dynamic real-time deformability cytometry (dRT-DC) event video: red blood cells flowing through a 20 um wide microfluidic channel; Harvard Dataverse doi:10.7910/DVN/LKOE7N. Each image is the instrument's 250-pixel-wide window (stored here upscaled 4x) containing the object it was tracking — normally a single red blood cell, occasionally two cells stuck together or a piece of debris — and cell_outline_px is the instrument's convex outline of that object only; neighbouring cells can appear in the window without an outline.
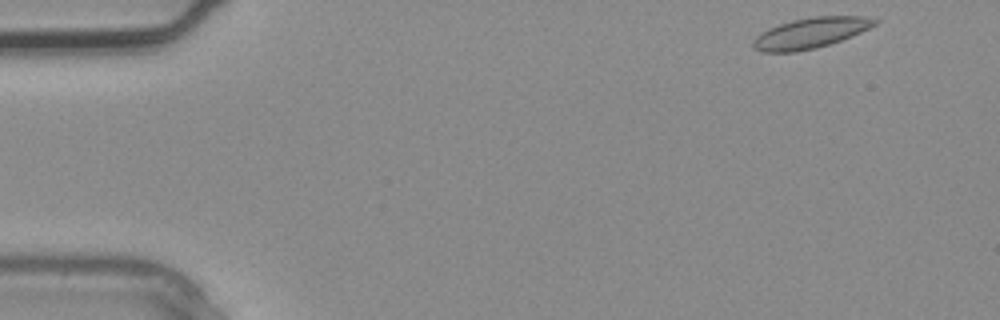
{"species": "common noctule bat (a hibernating species)", "species_latin": "Nyctalus noctula", "temperature_condition": "warm", "stored_images_in_passage": 2, "segment_of_instrument_passage": [2, 2], "camera_frame_rate_fps": 3000, "um_per_image_px": 0.085, "animal": {"sex": "male", "body_mass_g": 20.4}, "frame": {"image": 1, "passage_image": 2, "time_ms": 0.333, "image_size_px": [1000, 320], "cell_outline_px": [[880, 20], [876, 24], [852, 36], [816, 48], [796, 52], [760, 52], [752, 48], [752, 40], [760, 32], [768, 28], [792, 20], [812, 16], [864, 16]], "centroid_in_image_um": [68.84, 2.81], "position_along_channel_um": 16.2, "area_um2": 21.73}}